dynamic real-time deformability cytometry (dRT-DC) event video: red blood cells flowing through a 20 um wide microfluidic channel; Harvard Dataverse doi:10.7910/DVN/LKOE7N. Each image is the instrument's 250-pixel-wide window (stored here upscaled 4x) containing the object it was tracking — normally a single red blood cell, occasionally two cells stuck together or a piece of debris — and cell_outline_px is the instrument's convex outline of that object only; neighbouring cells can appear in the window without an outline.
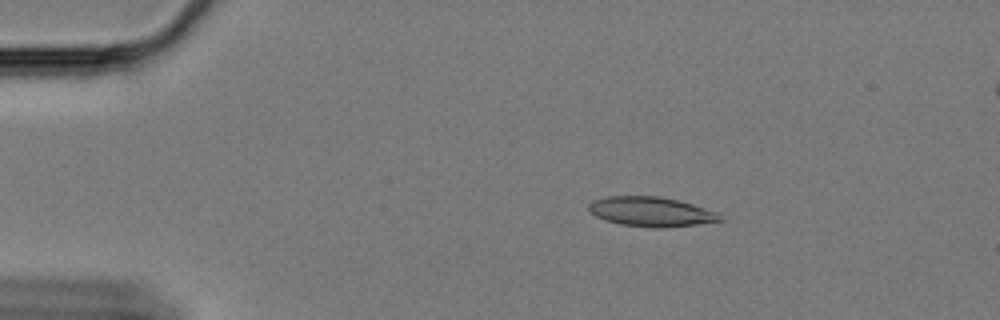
{"species": "Egyptian fruit bat (a non-hibernating species)", "species_latin": "Rousettus aegyptiacus", "temperature_condition": "cold", "stored_images_in_passage": 59, "camera_frame_rate_fps": 3000, "um_per_image_px": 0.085, "animal": {"sex": "female"}, "frame": {"image": 1, "passage_image": 10, "time_ms": 3.0, "image_size_px": [1000, 320], "cell_outline_px": [[724, 220], [696, 224], [656, 228], [652, 228], [620, 224], [596, 216], [588, 208], [588, 204], [592, 200], [608, 196], [660, 196], [680, 200], [720, 212]], "centroid_in_image_um": [55.39, 17.98], "position_along_channel_um": 29.6, "area_um2": 22.72}}
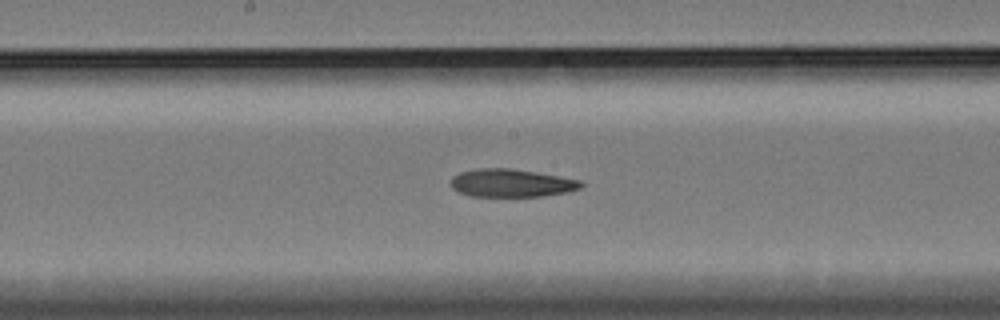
{"frame": {"image": 2, "passage_image": 31, "time_ms": 10.0, "image_size_px": [1000, 320], "cell_outline_px": [[584, 184], [580, 188], [568, 192], [540, 196], [472, 196], [460, 192], [452, 188], [452, 176], [460, 172], [480, 168], [512, 168], [536, 172], [580, 180]], "centroid_in_image_um": [43.47, 15.55], "position_along_channel_um": 204.7, "area_um2": 21.04}}
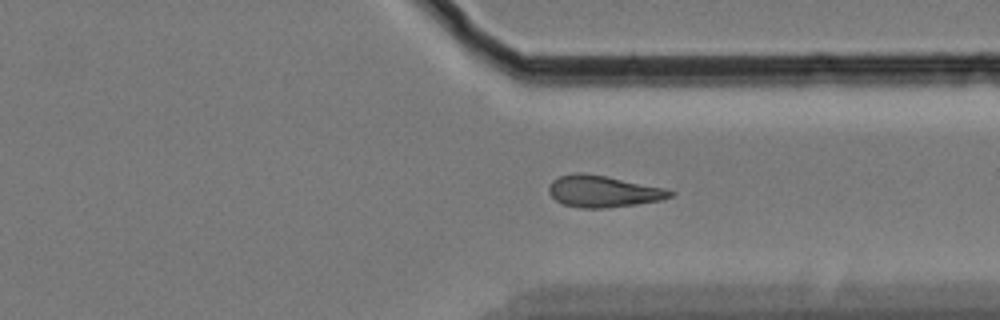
{"frame": {"image": 3, "passage_image": 45, "time_ms": 14.667, "image_size_px": [1000, 320], "cell_outline_px": [[676, 192], [672, 196], [660, 200], [636, 204], [604, 208], [580, 208], [564, 204], [556, 200], [548, 192], [548, 188], [552, 180], [560, 176], [576, 172], [580, 172], [604, 176], [664, 188]], "centroid_in_image_um": [51.24, 16.27], "position_along_channel_um": 360.2, "area_um2": 22.08}}